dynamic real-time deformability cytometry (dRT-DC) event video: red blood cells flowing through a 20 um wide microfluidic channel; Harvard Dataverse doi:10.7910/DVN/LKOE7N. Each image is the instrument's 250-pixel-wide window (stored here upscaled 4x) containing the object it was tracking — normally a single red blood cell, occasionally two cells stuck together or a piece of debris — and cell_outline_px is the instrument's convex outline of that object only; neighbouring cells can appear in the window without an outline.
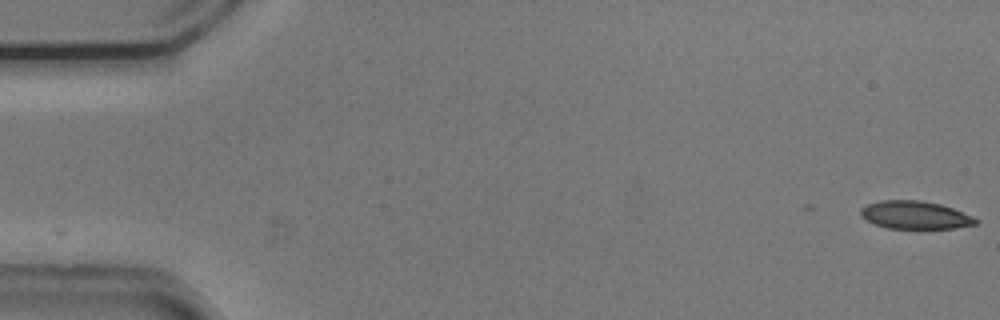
{"species": "common noctule bat (a hibernating species)", "species_latin": "Nyctalus noctula", "temperature_condition": "cold", "stored_images_in_passage": 13, "camera_frame_rate_fps": 3000, "um_per_image_px": 0.085, "animal": {"sex": "male", "body_mass_g": 20.5, "forearm_length_mm": 52.5}, "frame": {"image": 1, "passage_image": 1, "time_ms": 0.0, "image_size_px": [1000, 320], "cell_outline_px": [[980, 220], [976, 224], [956, 228], [888, 228], [876, 224], [860, 216], [860, 208], [868, 204], [880, 200], [920, 200], [940, 204], [952, 208], [972, 216]], "centroid_in_image_um": [77.78, 18.27], "position_along_channel_um": 7.2, "area_um2": 18.61}}